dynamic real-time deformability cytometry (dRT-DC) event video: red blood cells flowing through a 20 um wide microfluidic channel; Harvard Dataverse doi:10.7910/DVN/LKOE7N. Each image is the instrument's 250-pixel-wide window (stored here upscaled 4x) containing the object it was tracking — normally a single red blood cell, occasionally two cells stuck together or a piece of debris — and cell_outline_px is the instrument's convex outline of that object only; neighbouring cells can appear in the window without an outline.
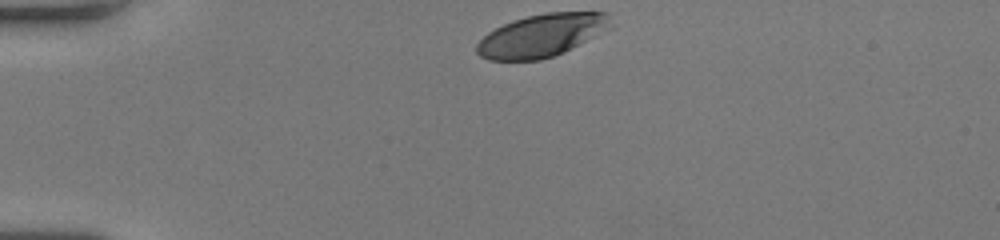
{"species": "human", "species_latin": "Homo sapiens", "temperature_condition": "room temperature", "stored_images_in_passage": 32, "camera_frame_rate_fps": 3000, "um_per_image_px": 0.085, "donor": {"sex": "female"}, "frame": {"image": 1, "passage_image": 1, "time_ms": 0.0, "image_size_px": [1000, 240], "cell_outline_px": [[608, 16], [584, 40], [564, 52], [540, 60], [488, 60], [480, 56], [476, 52], [476, 44], [488, 32], [512, 20], [528, 16], [548, 12], [608, 12]], "centroid_in_image_um": [45.78, 3.04], "position_along_channel_um": 39.2, "area_um2": 31.56}}
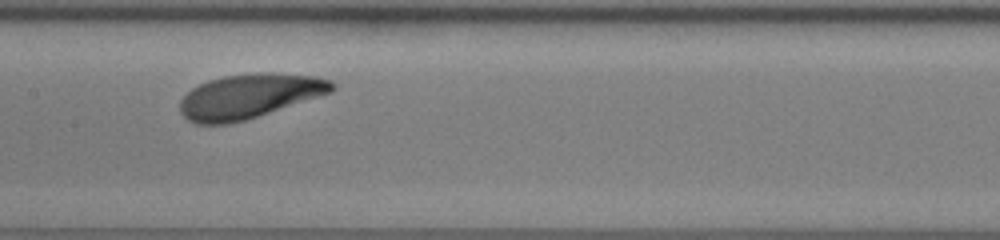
{"frame": {"image": 2, "passage_image": 16, "time_ms": 5.0, "image_size_px": [1000, 240], "cell_outline_px": [[336, 88], [332, 92], [244, 120], [228, 124], [196, 124], [188, 120], [180, 112], [180, 100], [192, 88], [208, 80], [224, 76], [256, 72], [272, 72], [312, 76], [332, 80], [336, 84]], "centroid_in_image_um": [21.19, 8.16], "position_along_channel_um": 186.2, "area_um2": 39.19}}
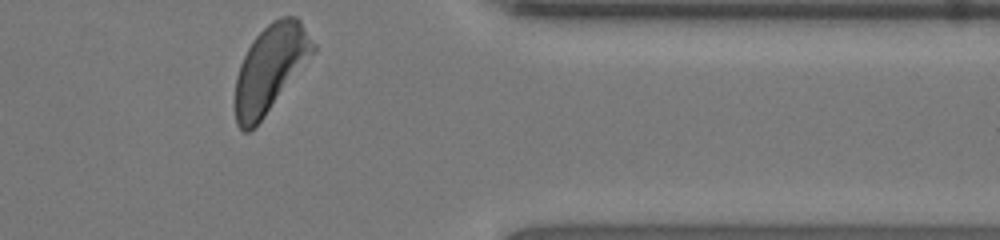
{"frame": {"image": 3, "passage_image": 32, "time_ms": 10.333, "image_size_px": [1000, 240], "cell_outline_px": [[316, 52], [264, 116], [248, 132], [244, 132], [236, 124], [236, 76], [240, 64], [252, 40], [272, 20], [280, 16], [296, 16], [300, 20], [316, 44]], "centroid_in_image_um": [23.01, 5.77], "position_along_channel_um": 388.4, "area_um2": 39.13}, "authors_computed_cell_mechanics": {"area_um2": 38.5526, "velocity_mm_per_s": 3.9809, "shape_relaxation_time_tau1_ms": 1.6821, "shape_relaxation_time_tau2_ms": 2.015, "deformation_change_tau1": 0.0969, "deformation_change_tau2": 0.0892}}